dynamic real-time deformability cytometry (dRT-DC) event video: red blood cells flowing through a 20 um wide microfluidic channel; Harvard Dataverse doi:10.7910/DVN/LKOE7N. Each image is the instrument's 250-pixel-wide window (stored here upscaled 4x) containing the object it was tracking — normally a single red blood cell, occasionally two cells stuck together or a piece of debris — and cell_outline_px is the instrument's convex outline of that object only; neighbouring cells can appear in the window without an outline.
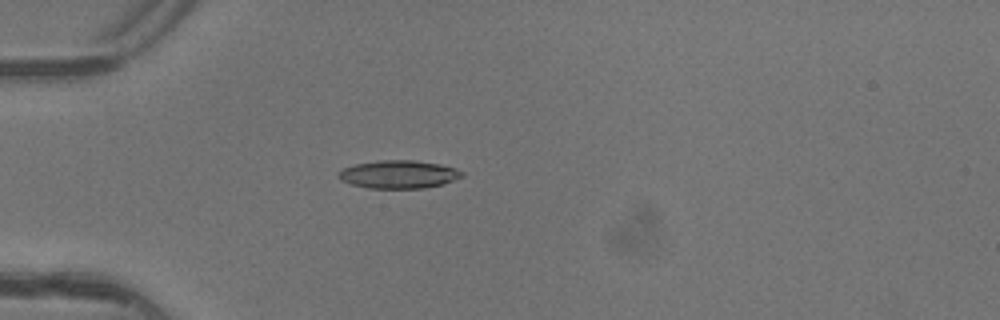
{"species": "common noctule bat (a hibernating species)", "species_latin": "Nyctalus noctula", "temperature_condition": "warm", "stored_images_in_passage": 3, "camera_frame_rate_fps": 3000, "um_per_image_px": 0.085, "animal": {"sex": "female"}, "frame": {"image": 1, "passage_image": 1, "time_ms": 0.0, "image_size_px": [1000, 320], "cell_outline_px": [[464, 176], [440, 184], [424, 188], [368, 188], [352, 184], [340, 180], [336, 176], [336, 172], [344, 168], [356, 164], [376, 160], [412, 160], [440, 164], [456, 168], [464, 172]], "centroid_in_image_um": [33.85, 14.81], "position_along_channel_um": 51.2, "area_um2": 20.17}}
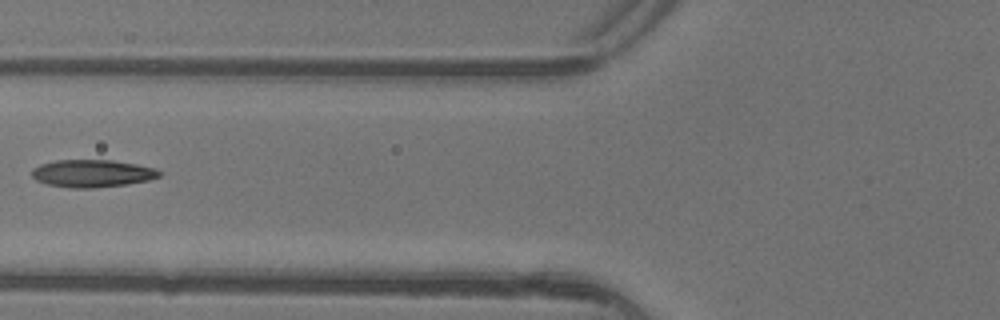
{"frame": {"image": 2, "passage_image": 3, "time_ms": 0.667, "image_size_px": [1000, 320], "cell_outline_px": [[160, 176], [148, 180], [124, 184], [92, 188], [72, 188], [48, 184], [36, 180], [32, 176], [32, 168], [40, 164], [56, 160], [112, 160], [136, 164], [156, 168], [160, 172]], "centroid_in_image_um": [7.82, 14.73], "position_along_channel_um": 118.0, "area_um2": 20.29}}